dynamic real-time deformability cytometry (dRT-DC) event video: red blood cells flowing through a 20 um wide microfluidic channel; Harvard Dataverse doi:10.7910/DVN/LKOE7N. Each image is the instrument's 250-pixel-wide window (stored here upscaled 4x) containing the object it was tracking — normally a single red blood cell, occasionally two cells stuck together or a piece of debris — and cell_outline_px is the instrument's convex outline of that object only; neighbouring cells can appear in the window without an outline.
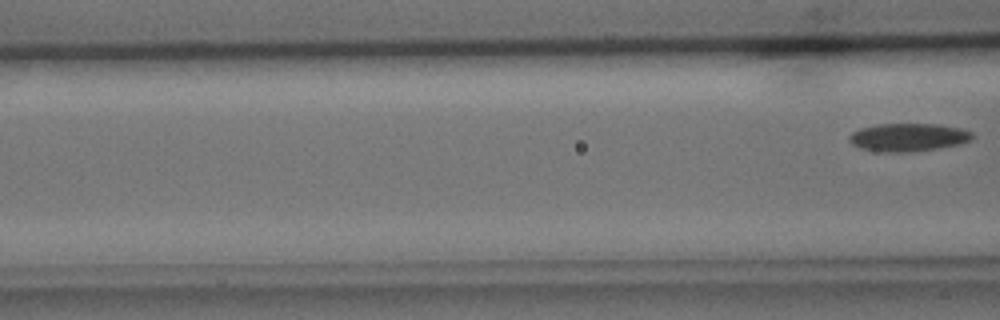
{"species": "common noctule bat (a hibernating species)", "species_latin": "Nyctalus noctula", "temperature_condition": "cold", "stored_images_in_passage": 4, "segment_of_instrument_passage": [2, 2], "camera_frame_rate_fps": 3000, "um_per_image_px": 0.085, "animal": {"sex": "male", "body_mass_g": 15.6}, "frame": {"image": 1, "passage_image": 4, "time_ms": 4.333, "image_size_px": [1000, 320], "cell_outline_px": [[976, 136], [972, 140], [960, 144], [940, 148], [912, 152], [884, 152], [860, 148], [852, 144], [848, 140], [848, 136], [852, 132], [860, 128], [876, 124], [940, 124], [960, 128], [972, 132]], "centroid_in_image_um": [77.22, 11.67], "position_along_channel_um": 89.4, "area_um2": 20.4}}